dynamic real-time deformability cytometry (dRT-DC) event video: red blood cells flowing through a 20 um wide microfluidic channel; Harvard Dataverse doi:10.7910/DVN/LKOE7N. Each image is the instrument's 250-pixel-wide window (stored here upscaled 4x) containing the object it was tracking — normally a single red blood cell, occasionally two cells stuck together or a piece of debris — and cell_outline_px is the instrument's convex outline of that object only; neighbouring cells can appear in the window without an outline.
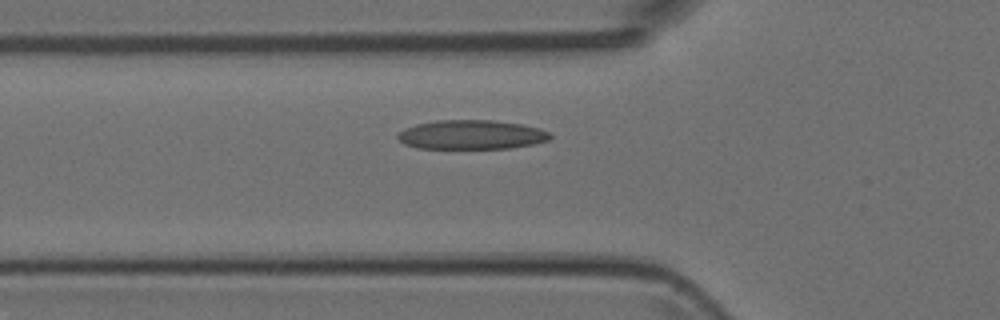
{"species": "Egyptian fruit bat (a non-hibernating species)", "species_latin": "Rousettus aegyptiacus", "temperature_condition": "room temperature", "stored_images_in_passage": 6, "camera_frame_rate_fps": 3000, "um_per_image_px": 0.085, "animal": {"sex": "female"}, "frame": {"image": 1, "passage_image": 6, "time_ms": 1.667, "image_size_px": [1000, 320], "cell_outline_px": [[552, 136], [548, 140], [532, 144], [508, 148], [416, 148], [404, 144], [396, 136], [404, 128], [416, 124], [436, 120], [492, 120], [520, 124], [540, 128], [552, 132]], "centroid_in_image_um": [40.07, 11.44], "position_along_channel_um": 85.7, "area_um2": 25.95}}